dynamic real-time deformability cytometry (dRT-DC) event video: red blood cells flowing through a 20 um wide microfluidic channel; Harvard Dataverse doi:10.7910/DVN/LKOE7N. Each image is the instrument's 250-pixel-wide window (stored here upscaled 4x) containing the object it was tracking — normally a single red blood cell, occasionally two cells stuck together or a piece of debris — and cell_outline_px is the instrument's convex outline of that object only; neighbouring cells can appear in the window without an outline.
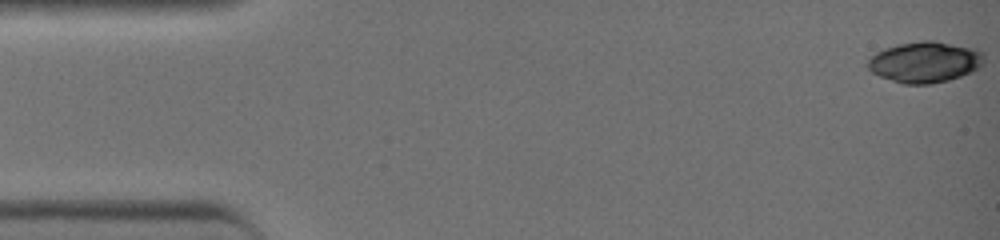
{"species": "common noctule bat (a hibernating species)", "species_latin": "Nyctalus noctula", "temperature_condition": "warm", "stored_images_in_passage": 12, "camera_frame_rate_fps": 3000, "um_per_image_px": 0.085, "animal": {"sex": "female", "body_mass_g": 19.0, "forearm_length_mm": 51.5}, "frame": {"image": 1, "passage_image": 1, "time_ms": 0.0, "image_size_px": [1000, 240], "cell_outline_px": [[984, 64], [980, 68], [972, 72], [948, 80], [932, 84], [904, 84], [880, 76], [872, 72], [868, 68], [868, 60], [876, 52], [884, 48], [900, 44], [924, 40], [932, 40], [976, 48], [984, 52]], "centroid_in_image_um": [78.67, 5.27], "position_along_channel_um": 6.3, "area_um2": 27.86}}
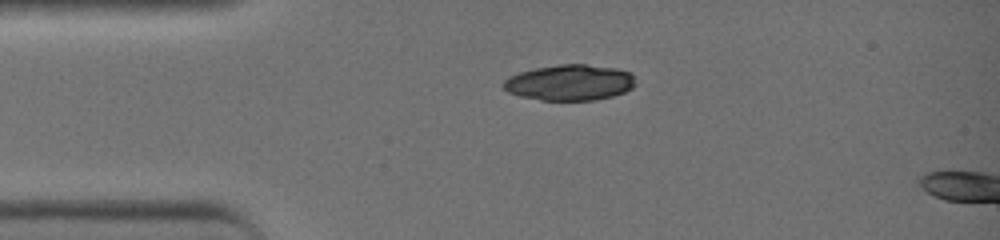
{"frame": {"image": 2, "passage_image": 10, "time_ms": 3.0, "image_size_px": [1000, 240], "cell_outline_px": [[636, 84], [632, 88], [624, 92], [612, 96], [596, 100], [540, 100], [520, 96], [508, 92], [500, 84], [508, 76], [520, 72], [536, 68], [560, 64], [584, 64], [616, 68], [632, 72], [636, 76]], "centroid_in_image_um": [48.45, 7.01], "position_along_channel_um": 36.5, "area_um2": 27.86}}